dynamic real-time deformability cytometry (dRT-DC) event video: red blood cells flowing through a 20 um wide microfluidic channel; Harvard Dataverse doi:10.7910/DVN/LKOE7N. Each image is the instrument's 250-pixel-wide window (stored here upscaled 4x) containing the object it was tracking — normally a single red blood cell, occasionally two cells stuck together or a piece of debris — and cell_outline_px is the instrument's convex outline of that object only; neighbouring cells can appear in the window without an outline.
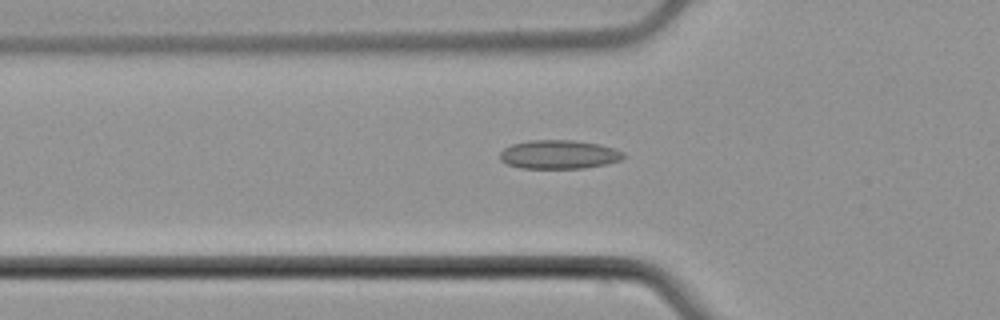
{"species": "common noctule bat (a hibernating species)", "species_latin": "Nyctalus noctula", "temperature_condition": "cold", "stored_images_in_passage": 53, "camera_frame_rate_fps": 3000, "um_per_image_px": 0.085, "animal": {"sex": "male", "body_mass_g": 21.5, "forearm_length_mm": 52.0}, "frame": {"image": 1, "passage_image": 18, "time_ms": 5.667, "image_size_px": [1000, 320], "cell_outline_px": [[628, 156], [620, 160], [608, 164], [584, 168], [520, 168], [508, 164], [500, 160], [500, 152], [504, 148], [512, 144], [528, 140], [572, 140], [600, 144], [624, 152]], "centroid_in_image_um": [47.53, 13.13], "position_along_channel_um": 78.3, "area_um2": 20.87}}
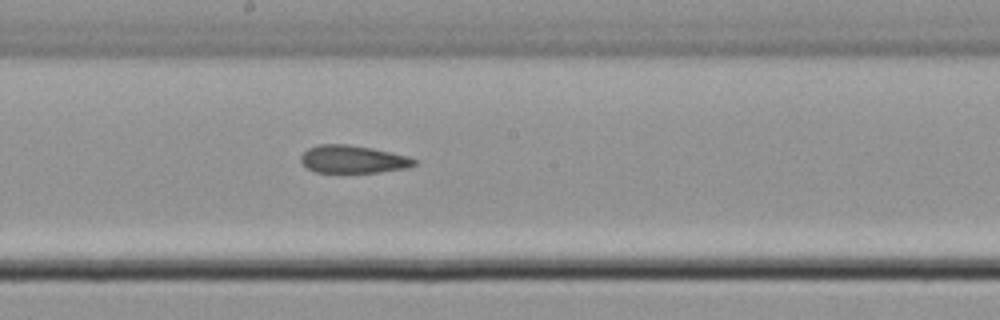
{"frame": {"image": 2, "passage_image": 29, "time_ms": 9.333, "image_size_px": [1000, 320], "cell_outline_px": [[416, 164], [408, 168], [380, 172], [316, 172], [308, 168], [300, 160], [300, 156], [308, 148], [320, 144], [348, 144], [372, 148], [408, 156], [416, 160]], "centroid_in_image_um": [30.01, 13.53], "position_along_channel_um": 218.2, "area_um2": 18.26}}
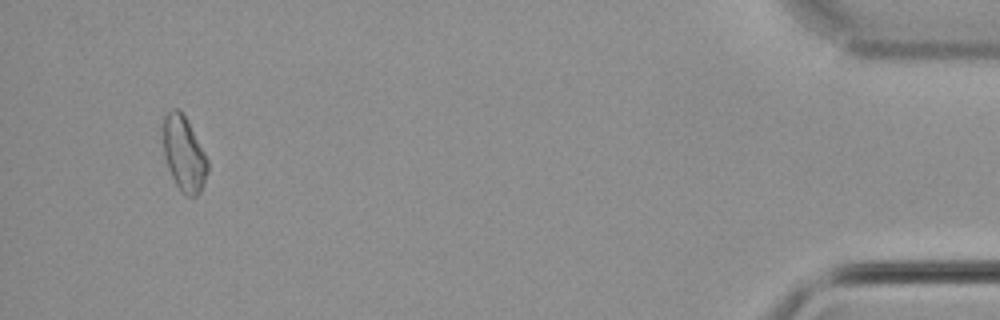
{"frame": {"image": 3, "passage_image": 51, "time_ms": 16.667, "image_size_px": [1000, 320], "cell_outline_px": [[208, 172], [204, 184], [200, 192], [196, 196], [188, 196], [176, 184], [168, 168], [164, 156], [164, 116], [172, 108], [180, 108], [204, 152], [208, 160]], "centroid_in_image_um": [15.65, 13.07], "position_along_channel_um": 419.6, "area_um2": 19.07}, "authors_computed_cell_mechanics": {"area_um2": 19.363, "velocity_mm_per_s": 3.8131, "shape_relaxation_time_tau1_ms": null, "shape_relaxation_time_tau2_ms": 4.0652, "deformation_change_tau1": null, "deformation_change_tau2": 0.1058}}